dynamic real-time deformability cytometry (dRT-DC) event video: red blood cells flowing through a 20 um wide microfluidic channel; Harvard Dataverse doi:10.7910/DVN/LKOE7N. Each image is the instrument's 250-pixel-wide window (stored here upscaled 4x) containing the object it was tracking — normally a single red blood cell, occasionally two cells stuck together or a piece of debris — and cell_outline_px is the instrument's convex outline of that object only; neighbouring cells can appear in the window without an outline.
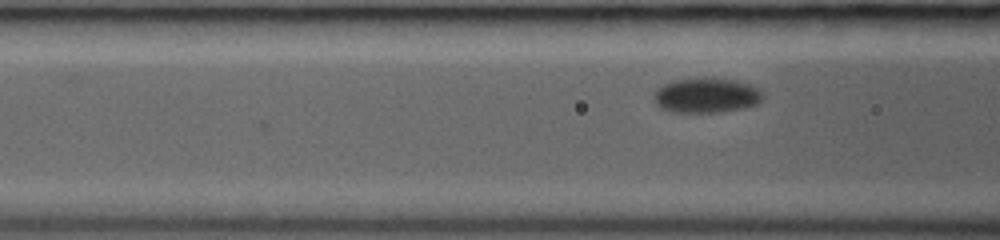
{"species": "common noctule bat (a hibernating species)", "species_latin": "Nyctalus noctula", "temperature_condition": "room temperature", "stored_images_in_passage": 10, "camera_frame_rate_fps": 3000, "um_per_image_px": 0.085, "animal": {"sex": "female", "body_mass_g": 19.0, "forearm_length_mm": 53.3}, "frame": {"image": 1, "passage_image": 10, "time_ms": 3.0, "image_size_px": [1000, 240], "cell_outline_px": [[764, 96], [756, 104], [744, 108], [724, 112], [672, 112], [660, 108], [656, 104], [656, 92], [664, 84], [676, 80], [732, 80], [748, 84], [756, 88]], "centroid_in_image_um": [60.06, 8.16], "position_along_channel_um": 106.5, "area_um2": 21.21}}